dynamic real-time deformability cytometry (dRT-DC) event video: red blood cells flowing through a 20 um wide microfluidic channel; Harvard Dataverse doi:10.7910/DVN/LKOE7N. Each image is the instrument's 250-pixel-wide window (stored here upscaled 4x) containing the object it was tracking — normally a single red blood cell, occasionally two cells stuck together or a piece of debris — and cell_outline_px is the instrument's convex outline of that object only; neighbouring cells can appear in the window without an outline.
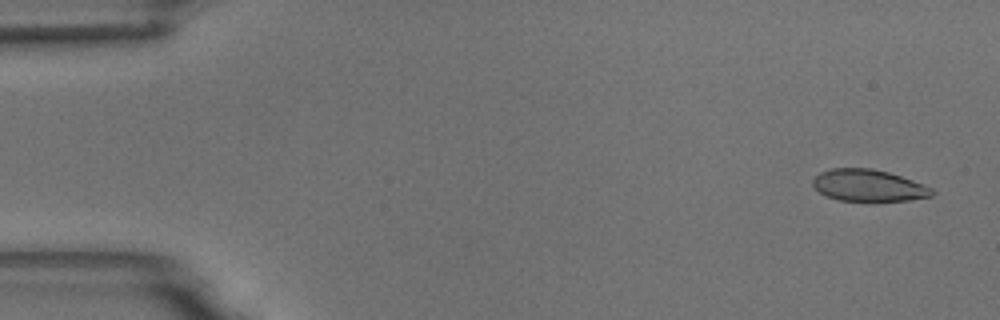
{"species": "common noctule bat (a hibernating species)", "species_latin": "Nyctalus noctula", "temperature_condition": "room temperature", "stored_images_in_passage": 52, "camera_frame_rate_fps": 3000, "um_per_image_px": 0.085, "animal": {"sex": "male", "body_mass_g": 18.8}, "frame": {"image": 1, "passage_image": 1, "time_ms": 0.0, "image_size_px": [1000, 320], "cell_outline_px": [[936, 192], [932, 196], [908, 200], [872, 204], [836, 200], [820, 192], [812, 184], [812, 180], [820, 172], [832, 168], [872, 168], [888, 172], [924, 184], [932, 188]], "centroid_in_image_um": [73.84, 15.81], "position_along_channel_um": 11.2, "area_um2": 22.89}}
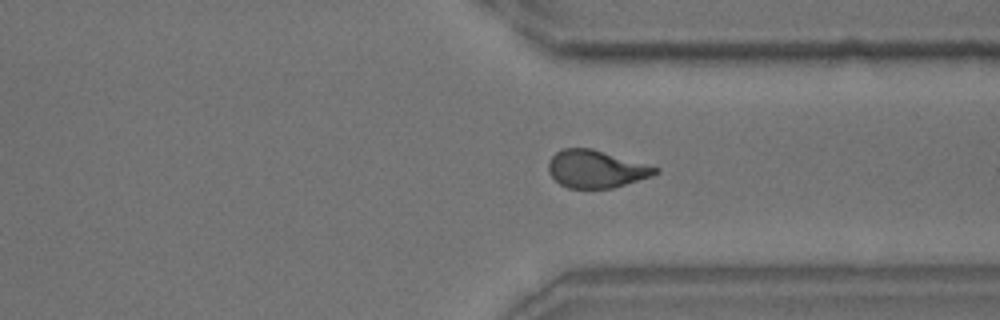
{"frame": {"image": 2, "passage_image": 39, "time_ms": 12.667, "image_size_px": [1000, 320], "cell_outline_px": [[660, 172], [652, 176], [612, 188], [568, 188], [560, 184], [548, 172], [548, 160], [556, 152], [564, 148], [592, 148], [660, 168]], "centroid_in_image_um": [50.66, 14.36], "position_along_channel_um": 360.7, "area_um2": 23.35}}
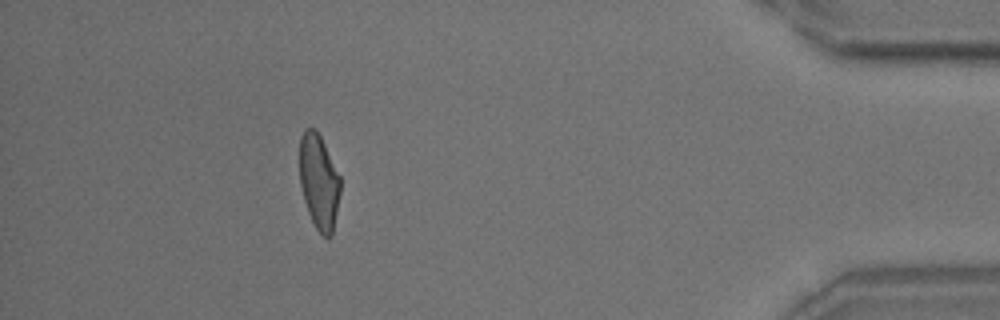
{"frame": {"image": 3, "passage_image": 47, "time_ms": 15.333, "image_size_px": [1000, 320], "cell_outline_px": [[340, 192], [332, 236], [324, 236], [316, 228], [308, 212], [304, 200], [300, 184], [300, 136], [304, 128], [316, 128], [340, 176]], "centroid_in_image_um": [27.1, 15.42], "position_along_channel_um": 408.1, "area_um2": 22.37}, "authors_computed_cell_mechanics": {"area_um2": 23.5824, "velocity_mm_per_s": 3.7426, "shape_relaxation_time_tau1_ms": 3.9, "shape_relaxation_time_tau2_ms": 1.3123, "deformation_change_tau1": 0.1661, "deformation_change_tau2": 0.0822}}